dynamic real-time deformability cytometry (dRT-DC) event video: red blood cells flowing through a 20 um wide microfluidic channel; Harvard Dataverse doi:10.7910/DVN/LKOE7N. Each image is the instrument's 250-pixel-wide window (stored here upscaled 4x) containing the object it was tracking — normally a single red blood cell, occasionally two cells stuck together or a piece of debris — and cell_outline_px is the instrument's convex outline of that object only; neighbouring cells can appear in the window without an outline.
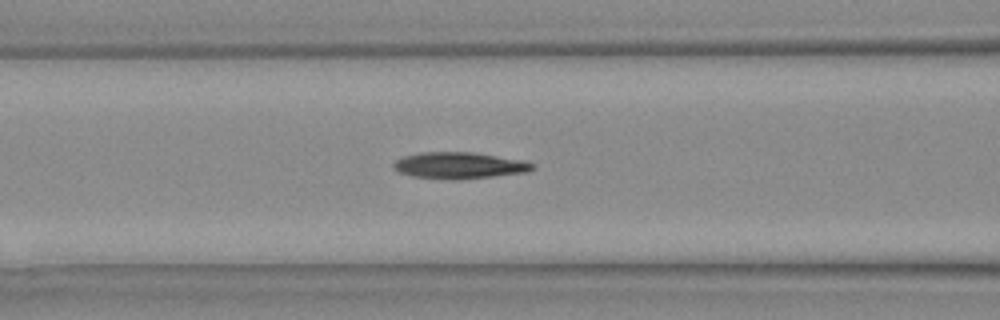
{"species": "Egyptian fruit bat (a non-hibernating species)", "species_latin": "Rousettus aegyptiacus", "temperature_condition": "warm", "stored_images_in_passage": 20, "camera_frame_rate_fps": 3000, "um_per_image_px": 0.085, "animal": {"sex": "female"}, "frame": {"image": 1, "passage_image": 4, "time_ms": 1.0, "image_size_px": [1000, 320], "cell_outline_px": [[536, 168], [528, 172], [492, 176], [452, 180], [412, 176], [400, 172], [392, 164], [396, 160], [404, 156], [420, 152], [472, 152], [524, 160], [532, 164]], "centroid_in_image_um": [39.05, 14.06], "position_along_channel_um": 127.5, "area_um2": 21.27}}